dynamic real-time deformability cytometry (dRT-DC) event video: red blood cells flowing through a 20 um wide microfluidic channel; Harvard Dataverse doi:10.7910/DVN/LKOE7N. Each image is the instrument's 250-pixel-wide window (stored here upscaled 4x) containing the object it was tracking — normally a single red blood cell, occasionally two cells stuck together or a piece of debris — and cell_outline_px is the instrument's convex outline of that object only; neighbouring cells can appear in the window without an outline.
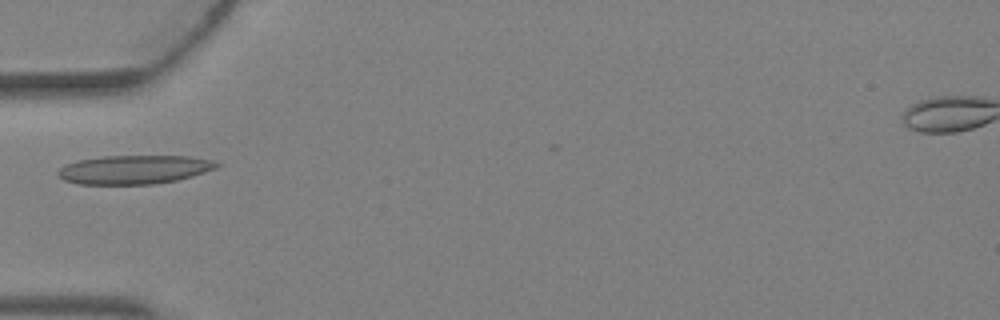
{"species": "Egyptian fruit bat (a non-hibernating species)", "species_latin": "Rousettus aegyptiacus", "temperature_condition": "warm", "stored_images_in_passage": 3, "camera_frame_rate_fps": 3000, "um_per_image_px": 0.085, "animal": {"sex": "female"}, "frame": {"image": 1, "passage_image": 3, "time_ms": 0.667, "image_size_px": [1000, 320], "cell_outline_px": [[220, 164], [216, 168], [192, 176], [176, 180], [152, 184], [80, 184], [64, 180], [56, 176], [56, 172], [60, 168], [76, 160], [104, 156], [188, 156], [212, 160]], "centroid_in_image_um": [11.37, 14.41], "position_along_channel_um": 73.6, "area_um2": 26.53}}